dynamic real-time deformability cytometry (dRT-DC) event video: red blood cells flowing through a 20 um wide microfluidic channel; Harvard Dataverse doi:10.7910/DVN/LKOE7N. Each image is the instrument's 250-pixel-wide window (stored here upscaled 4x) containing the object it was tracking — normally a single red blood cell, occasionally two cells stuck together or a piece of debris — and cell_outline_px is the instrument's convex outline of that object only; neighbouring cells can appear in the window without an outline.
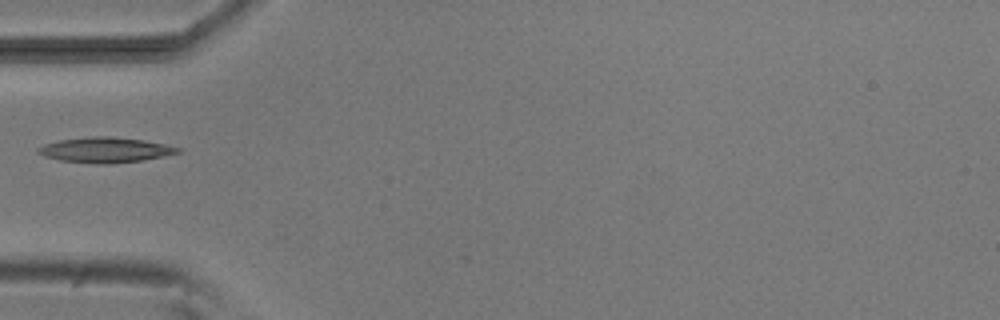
{"species": "common noctule bat (a hibernating species)", "species_latin": "Nyctalus noctula", "temperature_condition": "room temperature", "stored_images_in_passage": 1, "camera_frame_rate_fps": 3000, "um_per_image_px": 0.085, "animal": {"sex": "male", "body_mass_g": 20.5, "forearm_length_mm": 52.5}, "frame": {"image": 1, "passage_image": 1, "time_ms": 0.0, "image_size_px": [1000, 320], "cell_outline_px": [[180, 152], [164, 156], [144, 160], [108, 164], [100, 164], [60, 160], [44, 156], [36, 152], [36, 148], [44, 144], [60, 140], [92, 136], [108, 136], [144, 140], [164, 144], [180, 148]], "centroid_in_image_um": [8.93, 12.74], "position_along_channel_um": 76.1, "area_um2": 20.46}}